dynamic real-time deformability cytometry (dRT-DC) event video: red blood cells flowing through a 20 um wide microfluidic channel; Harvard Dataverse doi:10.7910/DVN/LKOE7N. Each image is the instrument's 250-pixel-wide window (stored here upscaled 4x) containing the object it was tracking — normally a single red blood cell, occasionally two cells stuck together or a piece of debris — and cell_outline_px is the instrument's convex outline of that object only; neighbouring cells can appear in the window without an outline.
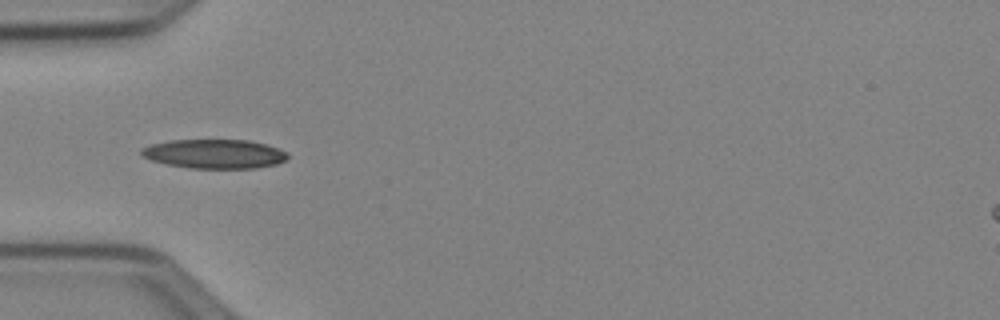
{"species": "Egyptian fruit bat (a non-hibernating species)", "species_latin": "Rousettus aegyptiacus", "temperature_condition": "cold", "stored_images_in_passage": 10, "camera_frame_rate_fps": 3000, "um_per_image_px": 0.085, "animal": {"sex": "female"}, "frame": {"image": 1, "passage_image": 4, "time_ms": 1.0, "image_size_px": [1000, 320], "cell_outline_px": [[288, 160], [276, 164], [256, 168], [192, 168], [168, 164], [152, 160], [144, 156], [140, 152], [140, 148], [152, 144], [172, 140], [248, 140], [264, 144], [288, 152]], "centroid_in_image_um": [18.26, 13.08], "position_along_channel_um": 66.7, "area_um2": 24.68}}
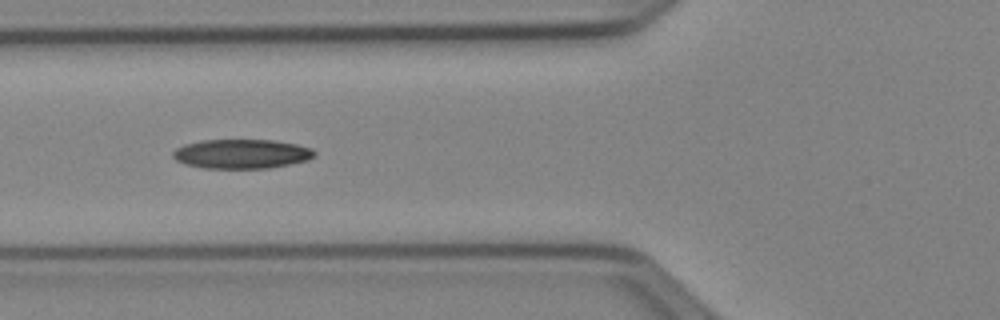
{"frame": {"image": 2, "passage_image": 7, "time_ms": 2.0, "image_size_px": [1000, 320], "cell_outline_px": [[316, 152], [308, 160], [268, 168], [204, 168], [184, 164], [176, 160], [172, 156], [172, 152], [176, 148], [184, 144], [204, 140], [272, 140], [296, 144], [312, 148]], "centroid_in_image_um": [20.5, 13.08], "position_along_channel_um": 105.3, "area_um2": 24.1}}
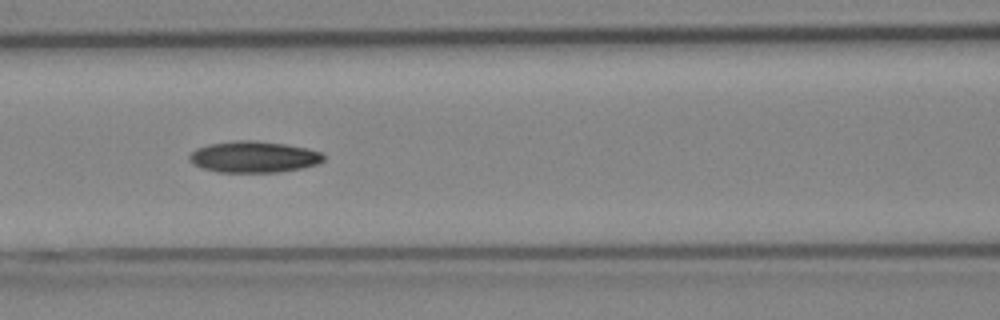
{"frame": {"image": 3, "passage_image": 10, "time_ms": 3.0, "image_size_px": [1000, 320], "cell_outline_px": [[324, 160], [316, 164], [300, 168], [280, 172], [220, 172], [204, 168], [192, 164], [188, 160], [188, 156], [196, 148], [208, 144], [236, 140], [256, 140], [284, 144], [308, 148], [320, 152], [324, 156]], "centroid_in_image_um": [21.54, 13.33], "position_along_channel_um": 145.1, "area_um2": 24.51}}